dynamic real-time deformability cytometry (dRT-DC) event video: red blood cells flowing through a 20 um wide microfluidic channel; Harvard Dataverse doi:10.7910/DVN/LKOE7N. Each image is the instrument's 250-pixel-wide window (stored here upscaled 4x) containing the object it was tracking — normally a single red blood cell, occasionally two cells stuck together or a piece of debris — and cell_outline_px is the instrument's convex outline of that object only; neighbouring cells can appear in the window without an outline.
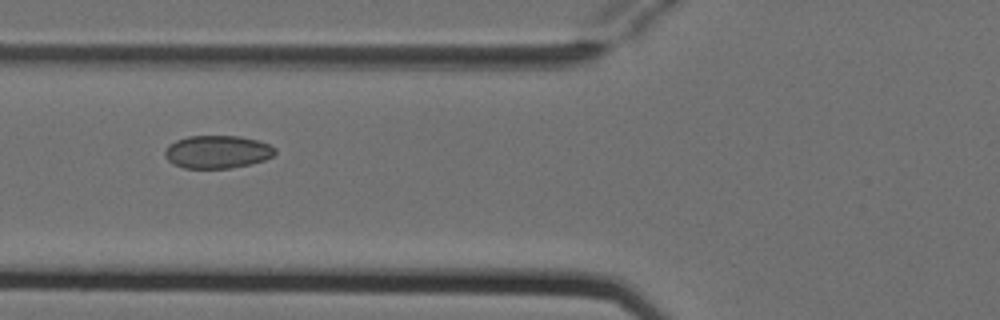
{"species": "Egyptian fruit bat (a non-hibernating species)", "species_latin": "Rousettus aegyptiacus", "temperature_condition": "cold", "stored_images_in_passage": 6, "camera_frame_rate_fps": 3000, "um_per_image_px": 0.085, "animal": {"sex": "female"}, "frame": {"image": 1, "passage_image": 4, "time_ms": 1.0, "image_size_px": [1000, 320], "cell_outline_px": [[276, 152], [272, 156], [264, 160], [248, 164], [228, 168], [184, 168], [172, 164], [164, 156], [164, 148], [168, 144], [176, 140], [188, 136], [240, 136], [256, 140], [268, 144], [276, 148]], "centroid_in_image_um": [18.42, 12.9], "position_along_channel_um": 107.4, "area_um2": 21.15}}
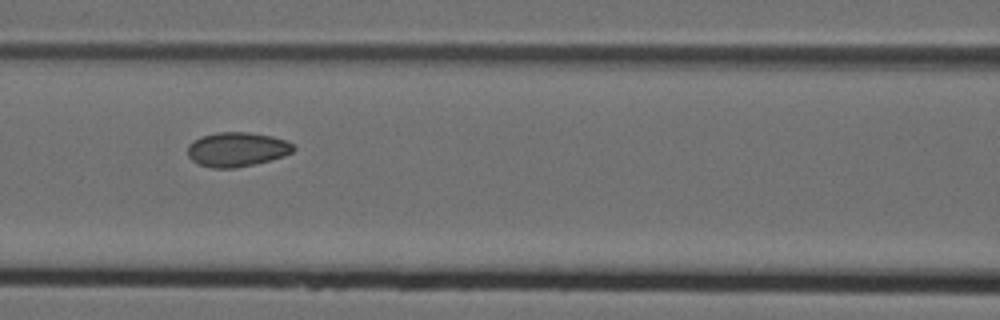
{"frame": {"image": 2, "passage_image": 5, "time_ms": 1.333, "image_size_px": [1000, 320], "cell_outline_px": [[296, 148], [292, 152], [284, 156], [272, 160], [256, 164], [236, 168], [212, 168], [200, 164], [192, 160], [188, 156], [188, 144], [192, 140], [200, 136], [216, 132], [248, 132], [272, 136], [284, 140], [292, 144]], "centroid_in_image_um": [20.13, 12.7], "position_along_channel_um": 146.5, "area_um2": 21.39}}
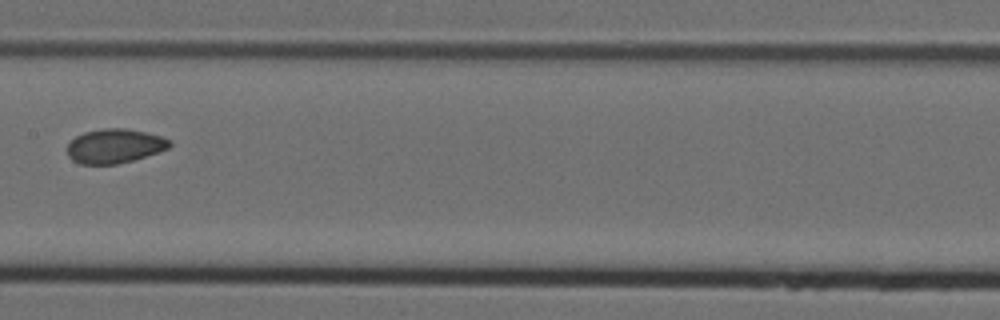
{"frame": {"image": 3, "passage_image": 6, "time_ms": 1.667, "image_size_px": [1000, 320], "cell_outline_px": [[172, 144], [168, 148], [160, 152], [132, 160], [116, 164], [80, 164], [72, 160], [68, 156], [68, 144], [76, 136], [84, 132], [104, 128], [128, 128], [160, 136], [172, 140]], "centroid_in_image_um": [9.76, 12.41], "position_along_channel_um": 197.6, "area_um2": 20.46}}